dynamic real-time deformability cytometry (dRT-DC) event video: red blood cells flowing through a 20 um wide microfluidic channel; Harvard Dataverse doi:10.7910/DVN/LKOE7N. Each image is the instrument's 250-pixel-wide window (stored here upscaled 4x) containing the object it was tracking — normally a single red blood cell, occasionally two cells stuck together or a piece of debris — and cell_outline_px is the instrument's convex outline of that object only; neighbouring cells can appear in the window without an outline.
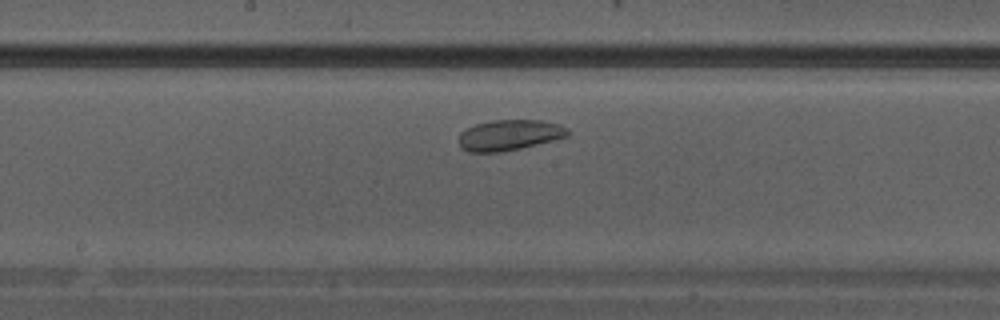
{"species": "Egyptian fruit bat (a non-hibernating species)", "species_latin": "Rousettus aegyptiacus", "temperature_condition": "warm", "stored_images_in_passage": 17, "camera_frame_rate_fps": 3000, "um_per_image_px": 0.085, "animal": {"sex": "male"}, "frame": {"image": 1, "passage_image": 10, "time_ms": 3.0, "image_size_px": [1000, 320], "cell_outline_px": [[568, 136], [520, 148], [500, 152], [468, 152], [460, 148], [460, 132], [476, 124], [492, 120], [540, 120], [560, 124], [568, 128]], "centroid_in_image_um": [43.28, 11.48], "position_along_channel_um": 204.9, "area_um2": 19.31}}
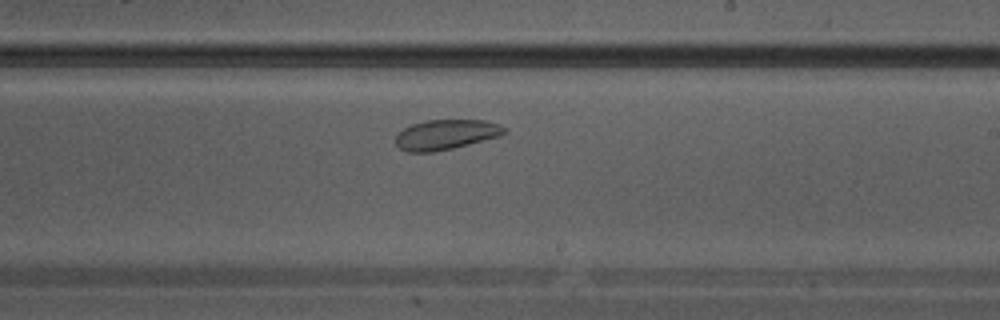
{"frame": {"image": 2, "passage_image": 12, "time_ms": 3.667, "image_size_px": [1000, 320], "cell_outline_px": [[508, 132], [500, 136], [452, 148], [432, 152], [408, 152], [400, 148], [396, 144], [396, 136], [404, 128], [412, 124], [424, 120], [484, 120], [500, 124]], "centroid_in_image_um": [37.91, 11.43], "position_along_channel_um": 251.1, "area_um2": 18.9}}